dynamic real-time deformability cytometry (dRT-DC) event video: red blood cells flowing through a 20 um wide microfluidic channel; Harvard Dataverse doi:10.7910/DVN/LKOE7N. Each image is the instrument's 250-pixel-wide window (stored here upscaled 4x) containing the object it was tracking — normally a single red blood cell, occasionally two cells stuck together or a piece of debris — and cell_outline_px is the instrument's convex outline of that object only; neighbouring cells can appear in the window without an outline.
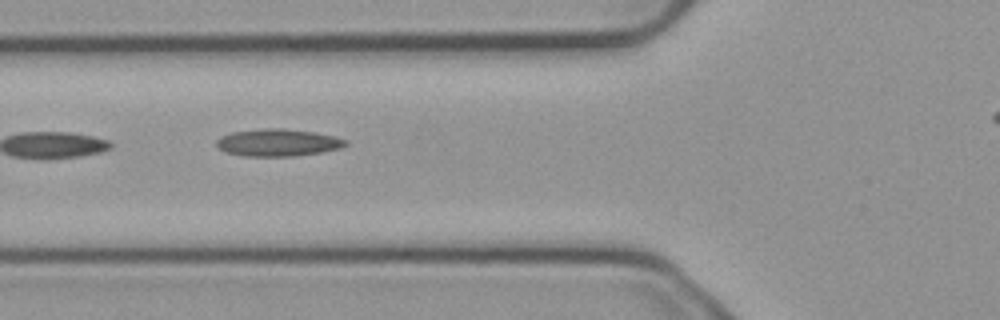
{"species": "common noctule bat (a hibernating species)", "species_latin": "Nyctalus noctula", "temperature_condition": "cold", "stored_images_in_passage": 3, "camera_frame_rate_fps": 3000, "um_per_image_px": 0.085, "animal": {"sex": "male", "body_mass_g": 23.1, "forearm_length_mm": 52.7}, "frame": {"image": 1, "passage_image": 2, "time_ms": 0.333, "image_size_px": [1000, 320], "cell_outline_px": [[348, 144], [340, 148], [320, 152], [292, 156], [244, 156], [228, 152], [220, 148], [216, 144], [216, 140], [232, 132], [264, 128], [284, 128], [312, 132], [332, 136], [348, 140]], "centroid_in_image_um": [23.64, 12.11], "position_along_channel_um": 102.2, "area_um2": 20.17}}
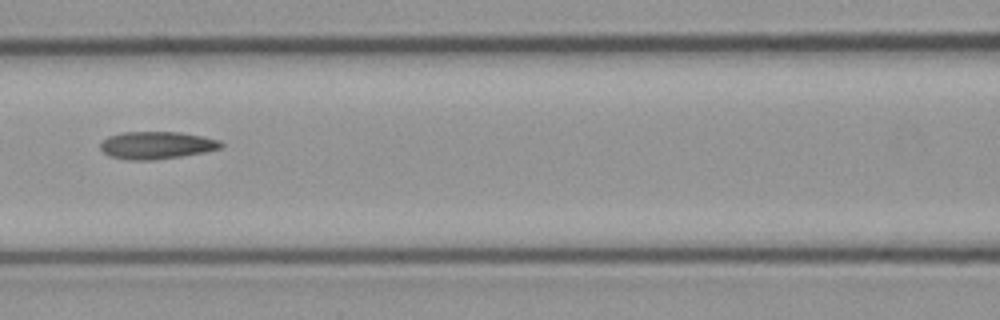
{"frame": {"image": 2, "passage_image": 3, "time_ms": 0.667, "image_size_px": [1000, 320], "cell_outline_px": [[224, 144], [220, 148], [204, 152], [180, 156], [152, 160], [132, 160], [112, 156], [104, 152], [100, 148], [100, 144], [108, 136], [124, 132], [180, 132], [220, 140]], "centroid_in_image_um": [13.32, 12.34], "position_along_channel_um": 153.3, "area_um2": 19.02}}